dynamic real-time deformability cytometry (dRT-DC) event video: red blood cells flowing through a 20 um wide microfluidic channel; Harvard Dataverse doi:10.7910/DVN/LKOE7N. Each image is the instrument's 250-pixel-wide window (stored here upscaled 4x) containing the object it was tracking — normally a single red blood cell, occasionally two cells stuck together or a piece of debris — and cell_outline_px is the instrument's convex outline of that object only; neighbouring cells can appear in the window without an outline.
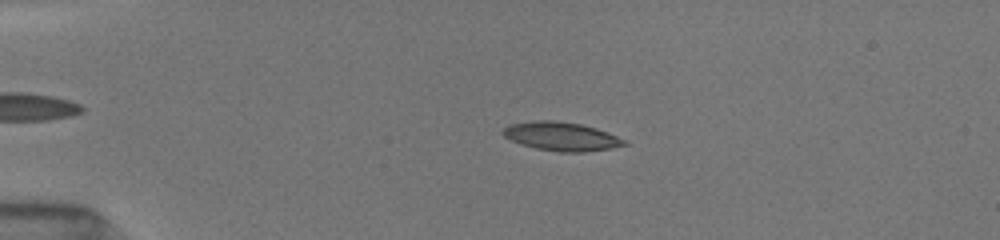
{"species": "common noctule bat (a hibernating species)", "species_latin": "Nyctalus noctula", "temperature_condition": "room temperature", "stored_images_in_passage": 5, "camera_frame_rate_fps": 3000, "um_per_image_px": 0.085, "animal": {"sex": "female", "body_mass_g": 19.5, "forearm_length_mm": 54.1}, "frame": {"image": 1, "passage_image": 4, "time_ms": 3.0, "image_size_px": [1000, 240], "cell_outline_px": [[628, 144], [612, 148], [584, 152], [560, 152], [536, 148], [512, 140], [504, 136], [500, 132], [504, 128], [512, 124], [540, 120], [552, 120], [580, 124], [596, 128], [616, 136], [624, 140]], "centroid_in_image_um": [47.73, 11.6], "position_along_channel_um": 37.3, "area_um2": 19.88}}